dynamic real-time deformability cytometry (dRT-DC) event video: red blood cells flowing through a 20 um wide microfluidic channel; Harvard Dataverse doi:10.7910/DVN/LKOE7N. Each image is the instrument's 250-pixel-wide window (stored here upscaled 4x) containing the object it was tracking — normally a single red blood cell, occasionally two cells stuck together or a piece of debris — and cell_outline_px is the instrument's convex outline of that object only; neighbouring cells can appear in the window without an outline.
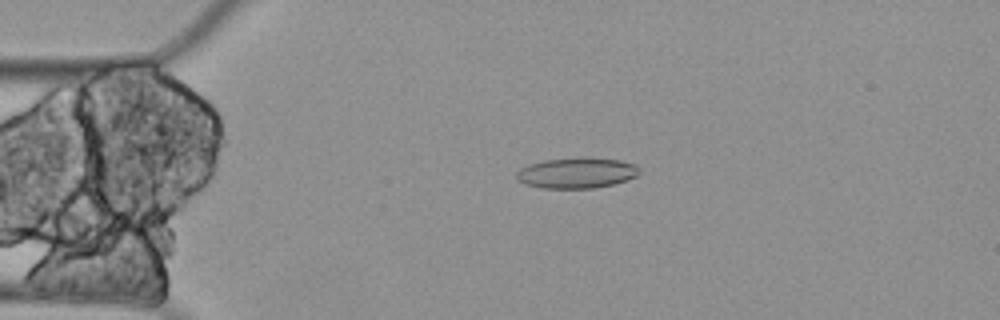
{"species": "Egyptian fruit bat (a non-hibernating species)", "species_latin": "Rousettus aegyptiacus", "temperature_condition": "cold", "stored_images_in_passage": 3, "segment_of_instrument_passage": [1, 2], "camera_frame_rate_fps": 3000, "um_per_image_px": 0.085, "animal": {"sex": "female"}, "frame": {"image": 1, "passage_image": 2, "time_ms": 0.333, "image_size_px": [1000, 320], "cell_outline_px": [[640, 172], [636, 176], [628, 180], [612, 184], [592, 188], [540, 188], [524, 184], [516, 180], [516, 172], [520, 168], [528, 164], [544, 160], [580, 156], [588, 156], [620, 160], [636, 164]], "centroid_in_image_um": [49.0, 14.68], "position_along_channel_um": 36.0, "area_um2": 22.43}}